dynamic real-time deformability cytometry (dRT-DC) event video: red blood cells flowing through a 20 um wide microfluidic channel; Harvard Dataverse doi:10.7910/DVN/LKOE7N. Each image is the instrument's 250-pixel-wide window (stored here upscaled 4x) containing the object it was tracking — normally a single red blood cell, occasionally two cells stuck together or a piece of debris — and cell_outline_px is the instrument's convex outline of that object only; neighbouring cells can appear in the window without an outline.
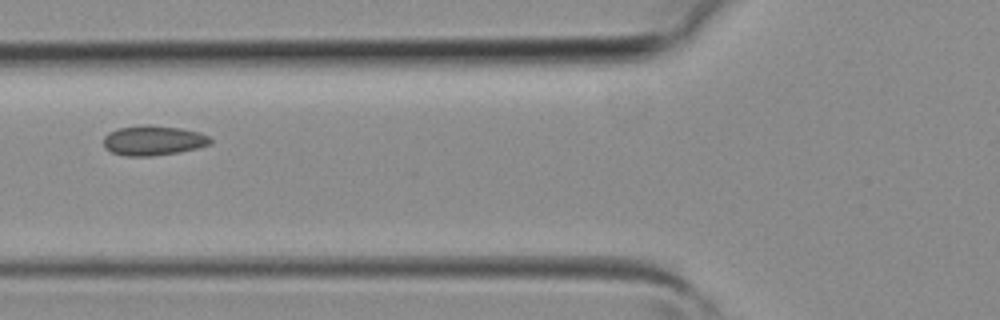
{"species": "common noctule bat (a hibernating species)", "species_latin": "Nyctalus noctula", "temperature_condition": "room temperature", "stored_images_in_passage": 2, "camera_frame_rate_fps": 3000, "um_per_image_px": 0.085, "animal": {"sex": "female", "body_mass_g": 19.3, "forearm_length_mm": 54.1}, "frame": {"image": 1, "passage_image": 2, "time_ms": 0.333, "image_size_px": [1000, 320], "cell_outline_px": [[212, 140], [208, 144], [196, 148], [176, 152], [152, 156], [124, 156], [112, 152], [104, 148], [104, 136], [108, 132], [120, 128], [140, 124], [148, 124], [180, 128], [200, 132], [208, 136]], "centroid_in_image_um": [12.98, 11.93], "position_along_channel_um": 112.8, "area_um2": 18.55}}